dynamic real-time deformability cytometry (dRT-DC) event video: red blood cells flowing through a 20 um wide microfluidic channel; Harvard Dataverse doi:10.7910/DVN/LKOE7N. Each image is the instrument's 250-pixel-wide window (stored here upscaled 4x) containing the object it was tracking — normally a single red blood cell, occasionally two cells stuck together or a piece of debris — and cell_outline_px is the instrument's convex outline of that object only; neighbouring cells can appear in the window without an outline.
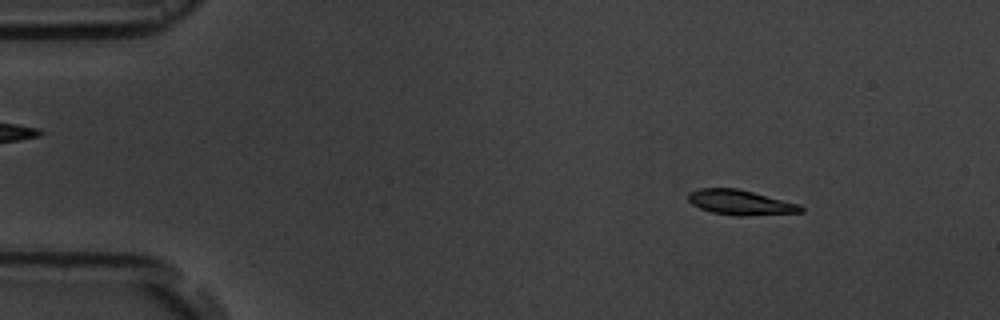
{"species": "common noctule bat (a hibernating species)", "species_latin": "Nyctalus noctula", "temperature_condition": "room temperature", "stored_images_in_passage": 5, "camera_frame_rate_fps": 3000, "um_per_image_px": 0.085, "animal": {"sex": "male", "body_mass_g": 19.5, "forearm_length_mm": 54.6}, "frame": {"image": 1, "passage_image": 2, "time_ms": 1.333, "image_size_px": [1000, 320], "cell_outline_px": [[804, 212], [744, 216], [736, 216], [712, 212], [700, 208], [692, 204], [688, 200], [688, 192], [700, 188], [736, 188], [800, 204], [804, 208]], "centroid_in_image_um": [62.93, 17.21], "position_along_channel_um": 22.1, "area_um2": 16.36}}